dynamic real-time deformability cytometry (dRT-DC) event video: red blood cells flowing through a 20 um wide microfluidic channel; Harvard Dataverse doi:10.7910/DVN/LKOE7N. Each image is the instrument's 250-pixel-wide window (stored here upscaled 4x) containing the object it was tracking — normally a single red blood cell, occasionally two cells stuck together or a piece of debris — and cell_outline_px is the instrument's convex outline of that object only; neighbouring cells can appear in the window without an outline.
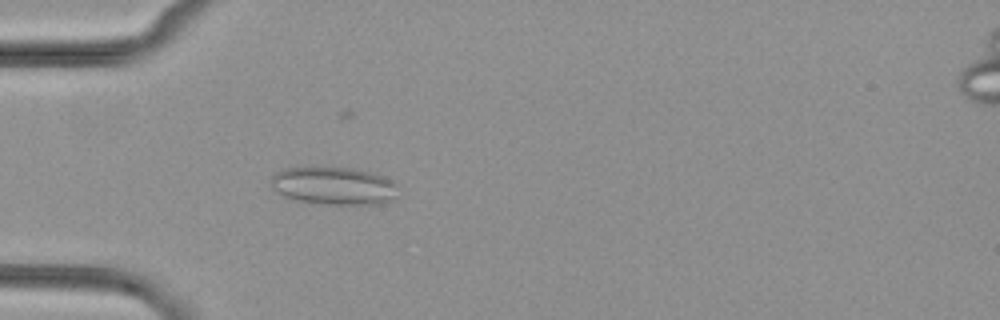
{"species": "common noctule bat (a hibernating species)", "species_latin": "Nyctalus noctula", "temperature_condition": "cold", "stored_images_in_passage": 53, "camera_frame_rate_fps": 3000, "um_per_image_px": 0.085, "animal": {"sex": "female", "body_mass_g": 29.2, "forearm_length_mm": 56.3}, "frame": {"image": 1, "passage_image": 16, "time_ms": 5.0, "image_size_px": [1000, 320], "cell_outline_px": [[396, 196], [392, 200], [380, 204], [320, 204], [296, 200], [284, 196], [272, 188], [272, 176], [276, 172], [284, 168], [352, 168], [384, 176], [392, 180], [396, 184]], "centroid_in_image_um": [28.38, 15.81], "position_along_channel_um": 56.6, "area_um2": 27.8}}
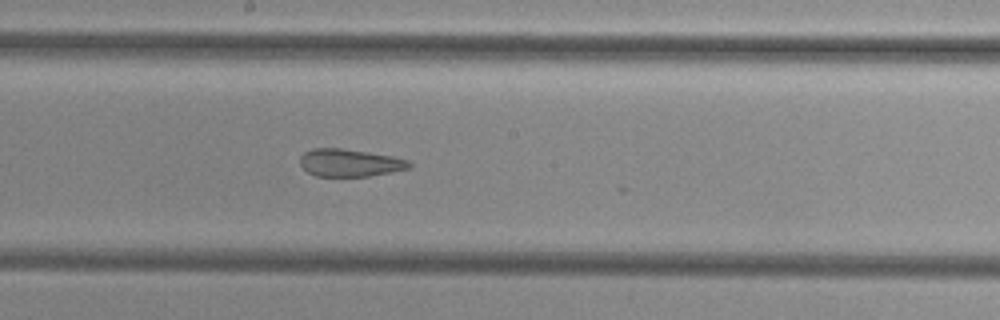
{"frame": {"image": 2, "passage_image": 29, "time_ms": 9.333, "image_size_px": [1000, 320], "cell_outline_px": [[412, 168], [368, 176], [316, 176], [308, 172], [300, 164], [300, 156], [304, 152], [312, 148], [340, 148], [368, 152], [392, 156], [408, 160], [412, 164]], "centroid_in_image_um": [29.73, 13.83], "position_along_channel_um": 218.5, "area_um2": 17.51}}
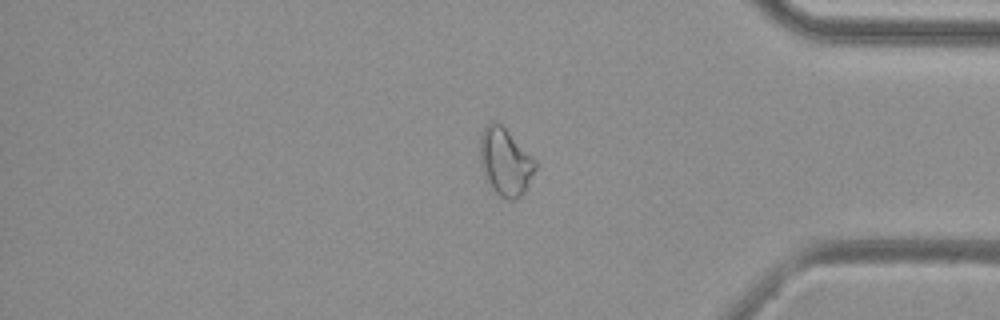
{"frame": {"image": 3, "passage_image": 44, "time_ms": 14.333, "image_size_px": [1000, 320], "cell_outline_px": [[536, 168], [524, 192], [520, 196], [512, 200], [508, 200], [500, 196], [488, 184], [480, 168], [480, 136], [484, 128], [492, 120], [496, 120], [536, 160]], "centroid_in_image_um": [42.92, 13.76], "position_along_channel_um": 392.3, "area_um2": 21.62}}